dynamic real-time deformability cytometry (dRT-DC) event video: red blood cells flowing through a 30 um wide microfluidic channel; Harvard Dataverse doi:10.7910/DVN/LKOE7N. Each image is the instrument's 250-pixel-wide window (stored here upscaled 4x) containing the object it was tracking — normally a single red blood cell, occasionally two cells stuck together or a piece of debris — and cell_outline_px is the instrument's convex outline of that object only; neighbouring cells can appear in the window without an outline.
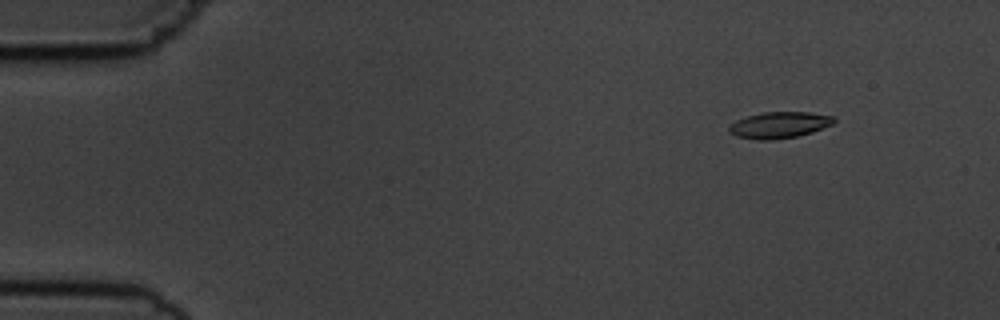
{"species": "common noctule bat (a hibernating species)", "species_latin": "Nyctalus noctula", "temperature_condition": "cold", "stored_images_in_passage": 6, "camera_frame_rate_fps": 3000, "um_per_image_px": 0.085, "animal": {"sex": "male", "body_mass_g": 19.5, "forearm_length_mm": 54.6}, "frame": {"image": 1, "passage_image": 2, "time_ms": 1.0, "image_size_px": [1000, 320], "cell_outline_px": [[836, 120], [832, 124], [812, 132], [796, 136], [772, 140], [756, 140], [736, 136], [728, 132], [728, 128], [736, 120], [748, 116], [764, 112], [808, 112], [836, 116]], "centroid_in_image_um": [66.24, 10.62], "position_along_channel_um": 18.8, "area_um2": 16.07}}
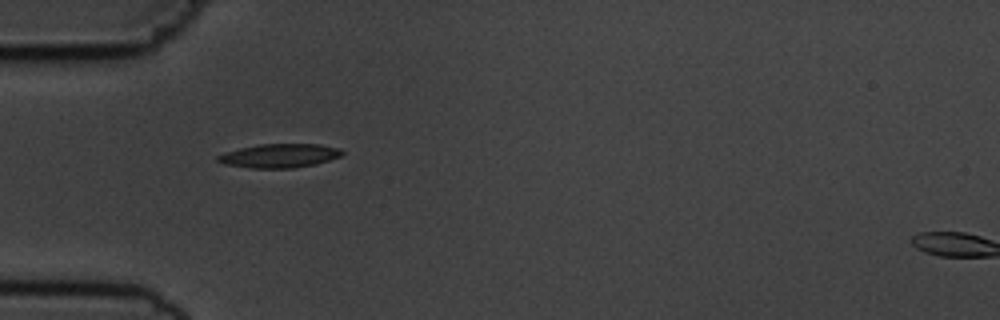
{"frame": {"image": 2, "passage_image": 5, "time_ms": 4.667, "image_size_px": [1000, 320], "cell_outline_px": [[344, 152], [340, 156], [316, 164], [292, 168], [248, 168], [224, 164], [216, 160], [216, 156], [240, 148], [260, 144], [320, 144], [340, 148]], "centroid_in_image_um": [23.76, 13.24], "position_along_channel_um": 61.2, "area_um2": 17.22}}
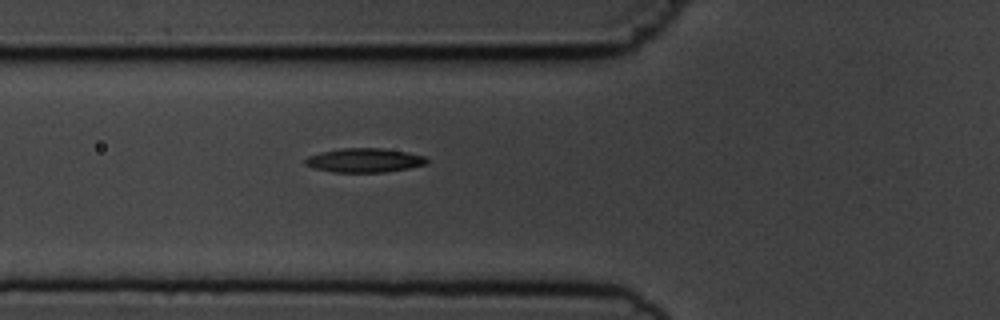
{"frame": {"image": 3, "passage_image": 6, "time_ms": 5.667, "image_size_px": [1000, 320], "cell_outline_px": [[428, 164], [408, 168], [384, 172], [332, 172], [312, 168], [304, 164], [304, 160], [308, 156], [320, 152], [340, 148], [384, 148], [408, 152], [424, 156], [428, 160]], "centroid_in_image_um": [30.95, 13.62], "position_along_channel_um": 94.8, "area_um2": 17.22}}